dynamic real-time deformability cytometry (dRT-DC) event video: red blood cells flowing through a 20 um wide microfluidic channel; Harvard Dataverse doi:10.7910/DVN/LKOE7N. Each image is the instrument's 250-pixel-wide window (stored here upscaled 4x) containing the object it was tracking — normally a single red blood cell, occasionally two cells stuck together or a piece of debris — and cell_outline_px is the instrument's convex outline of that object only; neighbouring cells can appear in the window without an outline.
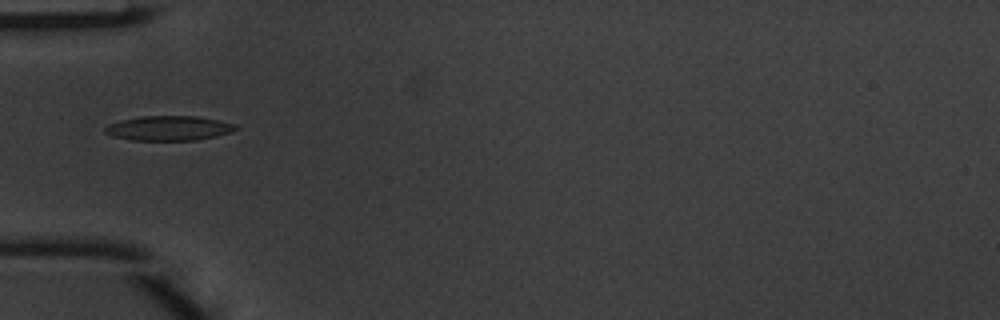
{"species": "common noctule bat (a hibernating species)", "species_latin": "Nyctalus noctula", "temperature_condition": "warm", "stored_images_in_passage": 5, "camera_frame_rate_fps": 3000, "um_per_image_px": 0.085, "animal": {"sex": "male", "body_mass_g": 20.1, "forearm_length_mm": 53.5}, "frame": {"image": 1, "passage_image": 5, "time_ms": 1.333, "image_size_px": [1000, 320], "cell_outline_px": [[240, 128], [232, 132], [216, 136], [196, 140], [132, 140], [112, 136], [104, 132], [104, 128], [108, 124], [120, 120], [140, 116], [196, 116], [220, 120], [236, 124]], "centroid_in_image_um": [14.37, 10.89], "position_along_channel_um": 70.6, "area_um2": 18.96}}